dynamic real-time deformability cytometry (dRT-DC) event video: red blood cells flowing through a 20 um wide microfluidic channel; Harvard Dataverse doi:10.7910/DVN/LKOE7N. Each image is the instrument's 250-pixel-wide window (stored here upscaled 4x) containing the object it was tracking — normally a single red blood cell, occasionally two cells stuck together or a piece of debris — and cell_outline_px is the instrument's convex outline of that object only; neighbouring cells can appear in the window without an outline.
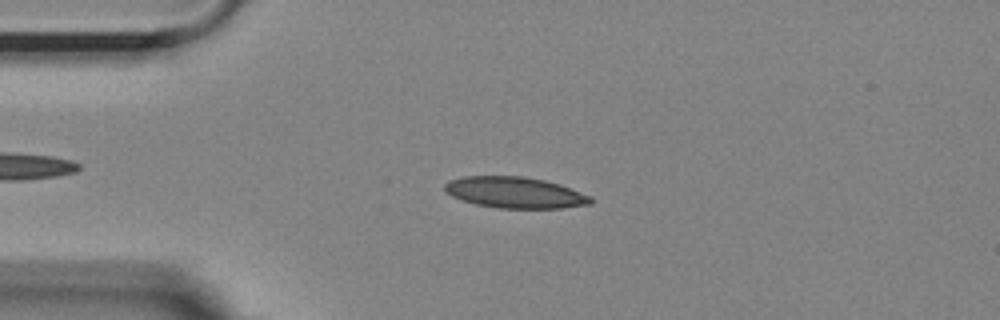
{"species": "Egyptian fruit bat (a non-hibernating species)", "species_latin": "Rousettus aegyptiacus", "temperature_condition": "room temperature", "stored_images_in_passage": 49, "camera_frame_rate_fps": 3000, "um_per_image_px": 0.085, "animal": {"sex": "female"}, "frame": {"image": 1, "passage_image": 12, "time_ms": 3.667, "image_size_px": [1000, 320], "cell_outline_px": [[592, 204], [560, 208], [496, 208], [476, 204], [452, 196], [444, 188], [444, 184], [452, 180], [464, 176], [524, 176], [544, 180], [560, 184], [592, 196]], "centroid_in_image_um": [43.82, 16.36], "position_along_channel_um": 41.2, "area_um2": 26.41}}
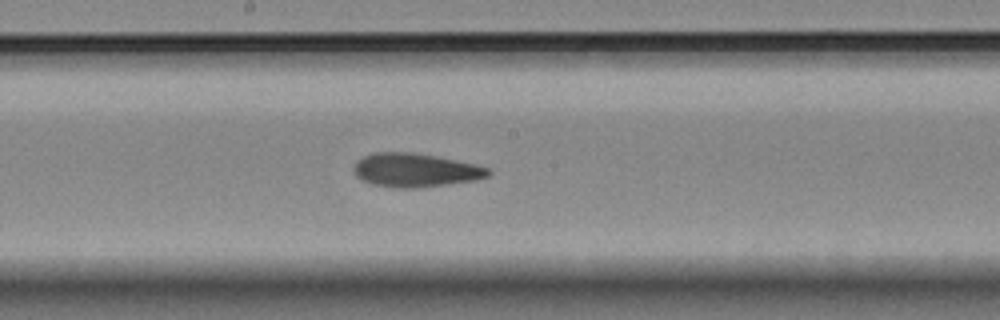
{"frame": {"image": 2, "passage_image": 28, "time_ms": 9.0, "image_size_px": [1000, 320], "cell_outline_px": [[492, 172], [488, 176], [476, 180], [416, 188], [396, 188], [372, 184], [356, 176], [352, 168], [356, 160], [372, 152], [408, 152], [432, 156], [476, 164], [488, 168]], "centroid_in_image_um": [35.27, 14.46], "position_along_channel_um": 212.9, "area_um2": 26.24}}
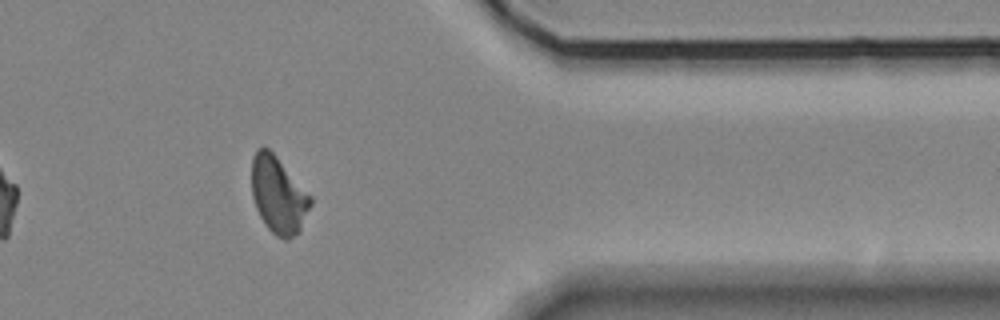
{"frame": {"image": 3, "passage_image": 44, "time_ms": 14.333, "image_size_px": [1000, 320], "cell_outline_px": [[312, 204], [300, 232], [288, 240], [284, 240], [276, 236], [264, 224], [256, 208], [252, 196], [252, 156], [260, 148], [268, 148], [276, 156], [312, 196]], "centroid_in_image_um": [23.68, 16.62], "position_along_channel_um": 387.7, "area_um2": 26.41}, "authors_computed_cell_mechanics": {"area_um2": 26.1834, "velocity_mm_per_s": 3.606, "shape_relaxation_time_tau1_ms": 5.5319, "shape_relaxation_time_tau2_ms": 2.286, "deformation_change_tau1": 0.1524, "deformation_change_tau2": 0.0989}}